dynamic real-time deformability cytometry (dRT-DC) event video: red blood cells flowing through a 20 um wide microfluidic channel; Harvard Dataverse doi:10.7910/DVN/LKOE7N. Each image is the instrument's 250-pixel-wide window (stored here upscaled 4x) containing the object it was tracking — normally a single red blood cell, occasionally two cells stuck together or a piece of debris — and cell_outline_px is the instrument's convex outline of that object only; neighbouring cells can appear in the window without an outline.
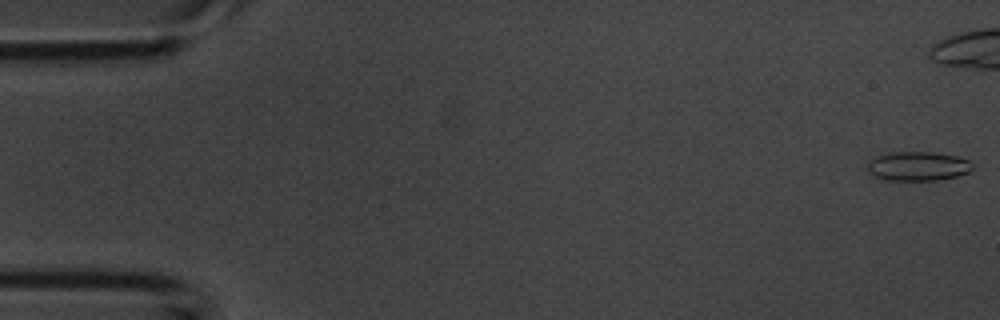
{"species": "common noctule bat (a hibernating species)", "species_latin": "Nyctalus noctula", "temperature_condition": "room temperature", "stored_images_in_passage": 42, "camera_frame_rate_fps": 3000, "um_per_image_px": 0.085, "animal": {"sex": "male", "body_mass_g": 20.1, "forearm_length_mm": 53.5}, "frame": {"image": 1, "passage_image": 1, "time_ms": 0.0, "image_size_px": [1000, 320], "cell_outline_px": [[976, 168], [972, 172], [940, 180], [884, 180], [872, 176], [868, 172], [868, 160], [872, 156], [888, 152], [936, 152], [956, 156], [968, 160], [976, 164]], "centroid_in_image_um": [78.03, 14.12], "position_along_channel_um": 7.0, "area_um2": 18.5}}
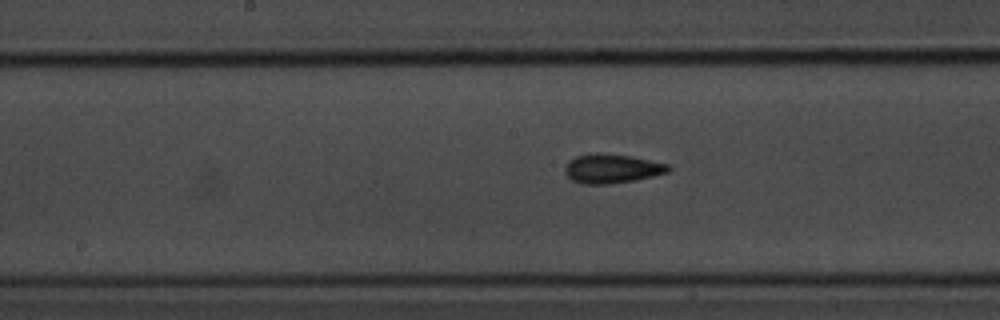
{"frame": {"image": 2, "passage_image": 27, "time_ms": 8.667, "image_size_px": [1000, 320], "cell_outline_px": [[672, 168], [668, 172], [652, 176], [632, 180], [608, 184], [580, 184], [572, 180], [564, 172], [564, 168], [568, 160], [576, 156], [592, 152], [600, 152], [632, 156], [668, 164]], "centroid_in_image_um": [51.96, 14.31], "position_along_channel_um": 196.2, "area_um2": 17.74}}
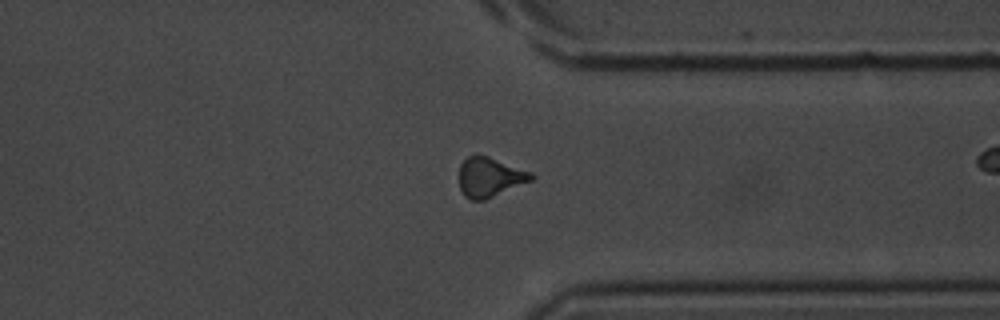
{"frame": {"image": 3, "passage_image": 41, "time_ms": 13.333, "image_size_px": [1000, 320], "cell_outline_px": [[536, 176], [532, 180], [484, 200], [468, 200], [464, 196], [460, 188], [460, 164], [468, 156], [488, 156], [532, 172]], "centroid_in_image_um": [41.63, 15.07], "position_along_channel_um": 369.8, "area_um2": 16.47}}